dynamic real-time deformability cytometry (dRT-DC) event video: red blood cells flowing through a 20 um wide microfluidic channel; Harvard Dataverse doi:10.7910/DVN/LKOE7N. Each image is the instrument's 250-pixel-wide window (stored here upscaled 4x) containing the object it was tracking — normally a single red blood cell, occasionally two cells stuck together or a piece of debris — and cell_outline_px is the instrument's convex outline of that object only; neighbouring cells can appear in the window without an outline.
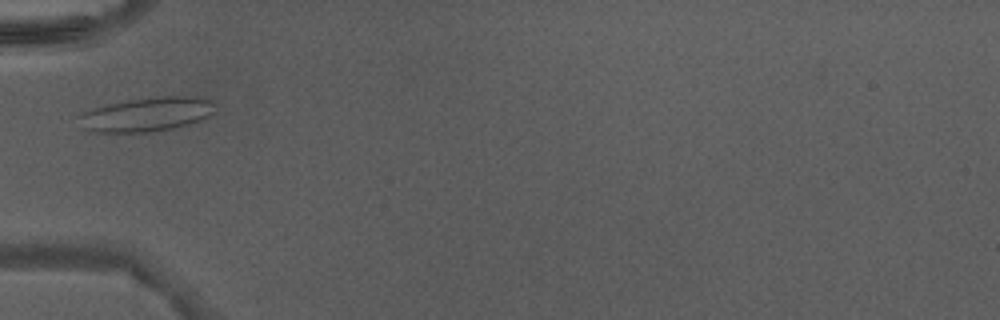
{"species": "Egyptian fruit bat (a non-hibernating species)", "species_latin": "Rousettus aegyptiacus", "temperature_condition": "warm", "stored_images_in_passage": 3, "camera_frame_rate_fps": 3000, "um_per_image_px": 0.085, "animal": {"sex": "male"}, "frame": {"image": 1, "passage_image": 1, "time_ms": 0.0, "image_size_px": [1000, 320], "cell_outline_px": [[216, 112], [200, 120], [188, 124], [172, 128], [148, 132], [92, 132], [84, 128], [76, 116], [92, 108], [108, 104], [132, 100], [164, 96], [196, 96], [208, 100], [216, 104]], "centroid_in_image_um": [12.48, 9.72], "position_along_channel_um": 72.5, "area_um2": 26.93}}